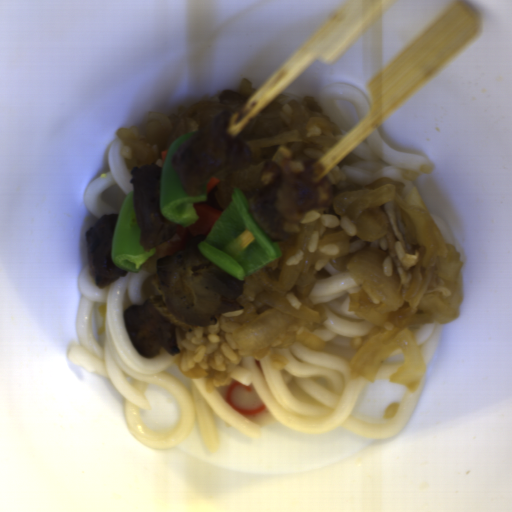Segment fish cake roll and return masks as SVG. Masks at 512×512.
<instances>
[{"label":"fish cake roll","instance_id":"obj_1","mask_svg":"<svg viewBox=\"0 0 512 512\" xmlns=\"http://www.w3.org/2000/svg\"><path fill=\"white\" fill-rule=\"evenodd\" d=\"M223 401L259 427L276 423V418L259 397L254 385H245L234 379L225 386L213 388Z\"/></svg>","mask_w":512,"mask_h":512}]
</instances>
